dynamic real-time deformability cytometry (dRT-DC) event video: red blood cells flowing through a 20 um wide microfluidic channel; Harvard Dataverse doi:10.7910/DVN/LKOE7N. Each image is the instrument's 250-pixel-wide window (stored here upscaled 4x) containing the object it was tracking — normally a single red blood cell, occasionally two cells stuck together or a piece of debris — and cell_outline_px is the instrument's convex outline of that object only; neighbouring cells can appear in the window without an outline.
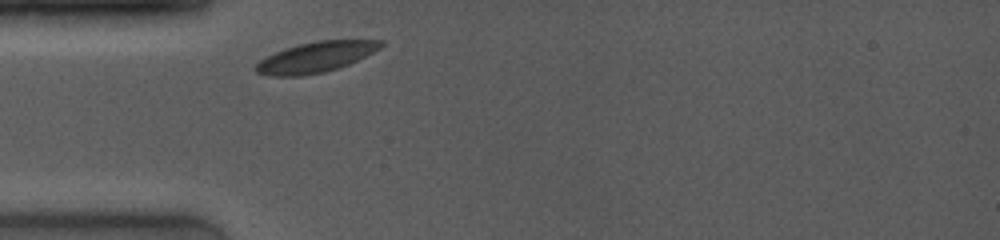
{"species": "common noctule bat (a hibernating species)", "species_latin": "Nyctalus noctula", "temperature_condition": "room temperature", "stored_images_in_passage": 1, "camera_frame_rate_fps": 4000, "um_per_image_px": 0.085, "animal": {"sex": "female", "body_mass_g": 19.0, "forearm_length_mm": 53.3}, "frame": {"image": 1, "passage_image": 1, "time_ms": 0.0, "image_size_px": [1000, 240], "cell_outline_px": [[384, 44], [380, 48], [348, 64], [324, 72], [300, 76], [268, 76], [256, 72], [256, 64], [260, 60], [284, 48], [316, 40], [384, 40]], "centroid_in_image_um": [26.82, 4.85], "position_along_channel_um": 58.2, "area_um2": 21.91}}